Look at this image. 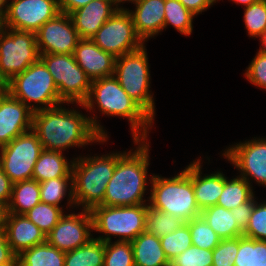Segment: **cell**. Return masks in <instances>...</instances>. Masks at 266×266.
Wrapping results in <instances>:
<instances>
[{
  "label": "cell",
  "instance_id": "46",
  "mask_svg": "<svg viewBox=\"0 0 266 266\" xmlns=\"http://www.w3.org/2000/svg\"><path fill=\"white\" fill-rule=\"evenodd\" d=\"M13 183L0 167V202L9 203Z\"/></svg>",
  "mask_w": 266,
  "mask_h": 266
},
{
  "label": "cell",
  "instance_id": "16",
  "mask_svg": "<svg viewBox=\"0 0 266 266\" xmlns=\"http://www.w3.org/2000/svg\"><path fill=\"white\" fill-rule=\"evenodd\" d=\"M40 54H73L80 40L71 16L59 13L36 32Z\"/></svg>",
  "mask_w": 266,
  "mask_h": 266
},
{
  "label": "cell",
  "instance_id": "39",
  "mask_svg": "<svg viewBox=\"0 0 266 266\" xmlns=\"http://www.w3.org/2000/svg\"><path fill=\"white\" fill-rule=\"evenodd\" d=\"M213 250L190 246L170 261L172 266H212Z\"/></svg>",
  "mask_w": 266,
  "mask_h": 266
},
{
  "label": "cell",
  "instance_id": "2",
  "mask_svg": "<svg viewBox=\"0 0 266 266\" xmlns=\"http://www.w3.org/2000/svg\"><path fill=\"white\" fill-rule=\"evenodd\" d=\"M89 116L94 129L103 137L109 138L108 131L101 124L95 111L108 117H120L128 120L131 136L135 139H148L154 120L125 92L114 75L91 81L88 98L83 104H76ZM94 112V113H93Z\"/></svg>",
  "mask_w": 266,
  "mask_h": 266
},
{
  "label": "cell",
  "instance_id": "9",
  "mask_svg": "<svg viewBox=\"0 0 266 266\" xmlns=\"http://www.w3.org/2000/svg\"><path fill=\"white\" fill-rule=\"evenodd\" d=\"M40 60L52 75L60 99L67 106L83 104L86 101L91 80L76 63L73 54H40Z\"/></svg>",
  "mask_w": 266,
  "mask_h": 266
},
{
  "label": "cell",
  "instance_id": "12",
  "mask_svg": "<svg viewBox=\"0 0 266 266\" xmlns=\"http://www.w3.org/2000/svg\"><path fill=\"white\" fill-rule=\"evenodd\" d=\"M91 40L115 58L136 51L146 44L137 35L127 8H118Z\"/></svg>",
  "mask_w": 266,
  "mask_h": 266
},
{
  "label": "cell",
  "instance_id": "6",
  "mask_svg": "<svg viewBox=\"0 0 266 266\" xmlns=\"http://www.w3.org/2000/svg\"><path fill=\"white\" fill-rule=\"evenodd\" d=\"M6 91L32 112L64 103L52 75L40 59L7 82Z\"/></svg>",
  "mask_w": 266,
  "mask_h": 266
},
{
  "label": "cell",
  "instance_id": "18",
  "mask_svg": "<svg viewBox=\"0 0 266 266\" xmlns=\"http://www.w3.org/2000/svg\"><path fill=\"white\" fill-rule=\"evenodd\" d=\"M73 56L91 81L114 75L116 58L91 39H80Z\"/></svg>",
  "mask_w": 266,
  "mask_h": 266
},
{
  "label": "cell",
  "instance_id": "25",
  "mask_svg": "<svg viewBox=\"0 0 266 266\" xmlns=\"http://www.w3.org/2000/svg\"><path fill=\"white\" fill-rule=\"evenodd\" d=\"M201 216L221 239H234L243 236L231 210L219 205L201 211Z\"/></svg>",
  "mask_w": 266,
  "mask_h": 266
},
{
  "label": "cell",
  "instance_id": "47",
  "mask_svg": "<svg viewBox=\"0 0 266 266\" xmlns=\"http://www.w3.org/2000/svg\"><path fill=\"white\" fill-rule=\"evenodd\" d=\"M92 0H58L60 12L71 14L73 11L84 7Z\"/></svg>",
  "mask_w": 266,
  "mask_h": 266
},
{
  "label": "cell",
  "instance_id": "23",
  "mask_svg": "<svg viewBox=\"0 0 266 266\" xmlns=\"http://www.w3.org/2000/svg\"><path fill=\"white\" fill-rule=\"evenodd\" d=\"M74 158L67 159L64 153L43 149L34 165L32 179L43 182L52 178L72 177Z\"/></svg>",
  "mask_w": 266,
  "mask_h": 266
},
{
  "label": "cell",
  "instance_id": "49",
  "mask_svg": "<svg viewBox=\"0 0 266 266\" xmlns=\"http://www.w3.org/2000/svg\"><path fill=\"white\" fill-rule=\"evenodd\" d=\"M259 41L261 42V45L258 51L266 55V32L259 38Z\"/></svg>",
  "mask_w": 266,
  "mask_h": 266
},
{
  "label": "cell",
  "instance_id": "31",
  "mask_svg": "<svg viewBox=\"0 0 266 266\" xmlns=\"http://www.w3.org/2000/svg\"><path fill=\"white\" fill-rule=\"evenodd\" d=\"M163 30L172 26L181 35L189 36L193 32L194 15L179 0H165Z\"/></svg>",
  "mask_w": 266,
  "mask_h": 266
},
{
  "label": "cell",
  "instance_id": "52",
  "mask_svg": "<svg viewBox=\"0 0 266 266\" xmlns=\"http://www.w3.org/2000/svg\"><path fill=\"white\" fill-rule=\"evenodd\" d=\"M7 1L8 0H0V20L3 18L7 8Z\"/></svg>",
  "mask_w": 266,
  "mask_h": 266
},
{
  "label": "cell",
  "instance_id": "1",
  "mask_svg": "<svg viewBox=\"0 0 266 266\" xmlns=\"http://www.w3.org/2000/svg\"><path fill=\"white\" fill-rule=\"evenodd\" d=\"M64 104L33 112L32 130L38 135L43 149L64 153L72 147L86 148L93 143L108 142V138H103L94 129L89 115L80 112L79 108H66Z\"/></svg>",
  "mask_w": 266,
  "mask_h": 266
},
{
  "label": "cell",
  "instance_id": "36",
  "mask_svg": "<svg viewBox=\"0 0 266 266\" xmlns=\"http://www.w3.org/2000/svg\"><path fill=\"white\" fill-rule=\"evenodd\" d=\"M185 223L189 226L193 246L213 250L219 244L221 238L202 216L193 218Z\"/></svg>",
  "mask_w": 266,
  "mask_h": 266
},
{
  "label": "cell",
  "instance_id": "3",
  "mask_svg": "<svg viewBox=\"0 0 266 266\" xmlns=\"http://www.w3.org/2000/svg\"><path fill=\"white\" fill-rule=\"evenodd\" d=\"M132 140L135 147L129 151L126 149L116 162L112 178L106 187L103 199L105 206L149 203L150 196L147 199L145 196L148 195L146 192L150 186L148 184H151L154 175L152 173L148 175L151 142H148V139L132 138Z\"/></svg>",
  "mask_w": 266,
  "mask_h": 266
},
{
  "label": "cell",
  "instance_id": "41",
  "mask_svg": "<svg viewBox=\"0 0 266 266\" xmlns=\"http://www.w3.org/2000/svg\"><path fill=\"white\" fill-rule=\"evenodd\" d=\"M239 249V237L234 239H221L213 249L212 266H234Z\"/></svg>",
  "mask_w": 266,
  "mask_h": 266
},
{
  "label": "cell",
  "instance_id": "34",
  "mask_svg": "<svg viewBox=\"0 0 266 266\" xmlns=\"http://www.w3.org/2000/svg\"><path fill=\"white\" fill-rule=\"evenodd\" d=\"M64 212V208L39 202L25 215L47 236L65 214Z\"/></svg>",
  "mask_w": 266,
  "mask_h": 266
},
{
  "label": "cell",
  "instance_id": "13",
  "mask_svg": "<svg viewBox=\"0 0 266 266\" xmlns=\"http://www.w3.org/2000/svg\"><path fill=\"white\" fill-rule=\"evenodd\" d=\"M222 151L223 159L230 162L238 170V176L247 180L252 188V181L266 187V137L246 139Z\"/></svg>",
  "mask_w": 266,
  "mask_h": 266
},
{
  "label": "cell",
  "instance_id": "37",
  "mask_svg": "<svg viewBox=\"0 0 266 266\" xmlns=\"http://www.w3.org/2000/svg\"><path fill=\"white\" fill-rule=\"evenodd\" d=\"M243 22L251 38H260L266 32V0H258L244 8Z\"/></svg>",
  "mask_w": 266,
  "mask_h": 266
},
{
  "label": "cell",
  "instance_id": "32",
  "mask_svg": "<svg viewBox=\"0 0 266 266\" xmlns=\"http://www.w3.org/2000/svg\"><path fill=\"white\" fill-rule=\"evenodd\" d=\"M234 266H266V241L239 237Z\"/></svg>",
  "mask_w": 266,
  "mask_h": 266
},
{
  "label": "cell",
  "instance_id": "26",
  "mask_svg": "<svg viewBox=\"0 0 266 266\" xmlns=\"http://www.w3.org/2000/svg\"><path fill=\"white\" fill-rule=\"evenodd\" d=\"M39 186L41 202L64 208L61 202L67 197L65 209L69 210V212L73 211L72 209L76 210L73 200L72 177L52 178L40 182Z\"/></svg>",
  "mask_w": 266,
  "mask_h": 266
},
{
  "label": "cell",
  "instance_id": "35",
  "mask_svg": "<svg viewBox=\"0 0 266 266\" xmlns=\"http://www.w3.org/2000/svg\"><path fill=\"white\" fill-rule=\"evenodd\" d=\"M160 241L165 256L170 262L179 254L192 246L189 226L186 223H183L174 232L160 237Z\"/></svg>",
  "mask_w": 266,
  "mask_h": 266
},
{
  "label": "cell",
  "instance_id": "40",
  "mask_svg": "<svg viewBox=\"0 0 266 266\" xmlns=\"http://www.w3.org/2000/svg\"><path fill=\"white\" fill-rule=\"evenodd\" d=\"M262 201V202H260ZM255 202L248 225L243 236L266 241V201Z\"/></svg>",
  "mask_w": 266,
  "mask_h": 266
},
{
  "label": "cell",
  "instance_id": "17",
  "mask_svg": "<svg viewBox=\"0 0 266 266\" xmlns=\"http://www.w3.org/2000/svg\"><path fill=\"white\" fill-rule=\"evenodd\" d=\"M33 112L5 91L0 97V147L32 130Z\"/></svg>",
  "mask_w": 266,
  "mask_h": 266
},
{
  "label": "cell",
  "instance_id": "20",
  "mask_svg": "<svg viewBox=\"0 0 266 266\" xmlns=\"http://www.w3.org/2000/svg\"><path fill=\"white\" fill-rule=\"evenodd\" d=\"M129 12L137 35L145 43L158 34L164 27L165 0H137Z\"/></svg>",
  "mask_w": 266,
  "mask_h": 266
},
{
  "label": "cell",
  "instance_id": "8",
  "mask_svg": "<svg viewBox=\"0 0 266 266\" xmlns=\"http://www.w3.org/2000/svg\"><path fill=\"white\" fill-rule=\"evenodd\" d=\"M146 45L115 60L114 76L121 87L153 120L155 99L151 91V72ZM150 89V90H149Z\"/></svg>",
  "mask_w": 266,
  "mask_h": 266
},
{
  "label": "cell",
  "instance_id": "45",
  "mask_svg": "<svg viewBox=\"0 0 266 266\" xmlns=\"http://www.w3.org/2000/svg\"><path fill=\"white\" fill-rule=\"evenodd\" d=\"M194 15L202 14L218 2V0H179Z\"/></svg>",
  "mask_w": 266,
  "mask_h": 266
},
{
  "label": "cell",
  "instance_id": "7",
  "mask_svg": "<svg viewBox=\"0 0 266 266\" xmlns=\"http://www.w3.org/2000/svg\"><path fill=\"white\" fill-rule=\"evenodd\" d=\"M149 203L133 206L94 207L90 212L93 219V231L102 233L95 237L103 242L132 241L146 230V210Z\"/></svg>",
  "mask_w": 266,
  "mask_h": 266
},
{
  "label": "cell",
  "instance_id": "27",
  "mask_svg": "<svg viewBox=\"0 0 266 266\" xmlns=\"http://www.w3.org/2000/svg\"><path fill=\"white\" fill-rule=\"evenodd\" d=\"M39 202H41L39 182L31 179L13 183L8 203L9 213L25 214Z\"/></svg>",
  "mask_w": 266,
  "mask_h": 266
},
{
  "label": "cell",
  "instance_id": "24",
  "mask_svg": "<svg viewBox=\"0 0 266 266\" xmlns=\"http://www.w3.org/2000/svg\"><path fill=\"white\" fill-rule=\"evenodd\" d=\"M135 266H167L170 264L161 246L160 238L148 232L131 241Z\"/></svg>",
  "mask_w": 266,
  "mask_h": 266
},
{
  "label": "cell",
  "instance_id": "30",
  "mask_svg": "<svg viewBox=\"0 0 266 266\" xmlns=\"http://www.w3.org/2000/svg\"><path fill=\"white\" fill-rule=\"evenodd\" d=\"M254 194V189L247 180L239 176L228 179L224 174V187L217 205L232 210L248 201Z\"/></svg>",
  "mask_w": 266,
  "mask_h": 266
},
{
  "label": "cell",
  "instance_id": "22",
  "mask_svg": "<svg viewBox=\"0 0 266 266\" xmlns=\"http://www.w3.org/2000/svg\"><path fill=\"white\" fill-rule=\"evenodd\" d=\"M5 231L7 241L16 256L46 242L45 234L25 214L9 213Z\"/></svg>",
  "mask_w": 266,
  "mask_h": 266
},
{
  "label": "cell",
  "instance_id": "48",
  "mask_svg": "<svg viewBox=\"0 0 266 266\" xmlns=\"http://www.w3.org/2000/svg\"><path fill=\"white\" fill-rule=\"evenodd\" d=\"M8 215H9L8 204L0 202V229L6 228Z\"/></svg>",
  "mask_w": 266,
  "mask_h": 266
},
{
  "label": "cell",
  "instance_id": "10",
  "mask_svg": "<svg viewBox=\"0 0 266 266\" xmlns=\"http://www.w3.org/2000/svg\"><path fill=\"white\" fill-rule=\"evenodd\" d=\"M39 59L36 33L0 26V77L5 83Z\"/></svg>",
  "mask_w": 266,
  "mask_h": 266
},
{
  "label": "cell",
  "instance_id": "50",
  "mask_svg": "<svg viewBox=\"0 0 266 266\" xmlns=\"http://www.w3.org/2000/svg\"><path fill=\"white\" fill-rule=\"evenodd\" d=\"M220 0H218L219 2ZM232 2H234L235 4H238V5H242L245 7H248L250 6L251 4L257 2L258 0H230Z\"/></svg>",
  "mask_w": 266,
  "mask_h": 266
},
{
  "label": "cell",
  "instance_id": "33",
  "mask_svg": "<svg viewBox=\"0 0 266 266\" xmlns=\"http://www.w3.org/2000/svg\"><path fill=\"white\" fill-rule=\"evenodd\" d=\"M183 223L185 222L179 217L157 209H153L149 205L147 206L145 231L150 234L156 235L160 238L174 232Z\"/></svg>",
  "mask_w": 266,
  "mask_h": 266
},
{
  "label": "cell",
  "instance_id": "51",
  "mask_svg": "<svg viewBox=\"0 0 266 266\" xmlns=\"http://www.w3.org/2000/svg\"><path fill=\"white\" fill-rule=\"evenodd\" d=\"M116 7H118L119 9H123L126 7H123V5L125 4V2H129L131 4H133L134 2H136L137 0H110ZM122 3V6H121Z\"/></svg>",
  "mask_w": 266,
  "mask_h": 266
},
{
  "label": "cell",
  "instance_id": "21",
  "mask_svg": "<svg viewBox=\"0 0 266 266\" xmlns=\"http://www.w3.org/2000/svg\"><path fill=\"white\" fill-rule=\"evenodd\" d=\"M118 10L110 0H92L70 16L80 39H91Z\"/></svg>",
  "mask_w": 266,
  "mask_h": 266
},
{
  "label": "cell",
  "instance_id": "53",
  "mask_svg": "<svg viewBox=\"0 0 266 266\" xmlns=\"http://www.w3.org/2000/svg\"><path fill=\"white\" fill-rule=\"evenodd\" d=\"M6 91V85H0V97Z\"/></svg>",
  "mask_w": 266,
  "mask_h": 266
},
{
  "label": "cell",
  "instance_id": "4",
  "mask_svg": "<svg viewBox=\"0 0 266 266\" xmlns=\"http://www.w3.org/2000/svg\"><path fill=\"white\" fill-rule=\"evenodd\" d=\"M124 152L74 157L72 185L76 209L91 211L94 207L103 205L107 184L112 178L118 158Z\"/></svg>",
  "mask_w": 266,
  "mask_h": 266
},
{
  "label": "cell",
  "instance_id": "5",
  "mask_svg": "<svg viewBox=\"0 0 266 266\" xmlns=\"http://www.w3.org/2000/svg\"><path fill=\"white\" fill-rule=\"evenodd\" d=\"M150 187L149 206L153 209L172 214L184 222L201 216L189 177V165L169 178L154 173Z\"/></svg>",
  "mask_w": 266,
  "mask_h": 266
},
{
  "label": "cell",
  "instance_id": "15",
  "mask_svg": "<svg viewBox=\"0 0 266 266\" xmlns=\"http://www.w3.org/2000/svg\"><path fill=\"white\" fill-rule=\"evenodd\" d=\"M92 232V234H91ZM93 238V219L91 212L81 209L66 213L46 236V241L63 252L72 251Z\"/></svg>",
  "mask_w": 266,
  "mask_h": 266
},
{
  "label": "cell",
  "instance_id": "42",
  "mask_svg": "<svg viewBox=\"0 0 266 266\" xmlns=\"http://www.w3.org/2000/svg\"><path fill=\"white\" fill-rule=\"evenodd\" d=\"M243 75L252 85L266 90V55L257 51Z\"/></svg>",
  "mask_w": 266,
  "mask_h": 266
},
{
  "label": "cell",
  "instance_id": "14",
  "mask_svg": "<svg viewBox=\"0 0 266 266\" xmlns=\"http://www.w3.org/2000/svg\"><path fill=\"white\" fill-rule=\"evenodd\" d=\"M59 13L58 0H8L1 27L36 33Z\"/></svg>",
  "mask_w": 266,
  "mask_h": 266
},
{
  "label": "cell",
  "instance_id": "29",
  "mask_svg": "<svg viewBox=\"0 0 266 266\" xmlns=\"http://www.w3.org/2000/svg\"><path fill=\"white\" fill-rule=\"evenodd\" d=\"M105 242L92 238L86 244L66 252L64 266H104Z\"/></svg>",
  "mask_w": 266,
  "mask_h": 266
},
{
  "label": "cell",
  "instance_id": "54",
  "mask_svg": "<svg viewBox=\"0 0 266 266\" xmlns=\"http://www.w3.org/2000/svg\"><path fill=\"white\" fill-rule=\"evenodd\" d=\"M0 85H6V83L0 77Z\"/></svg>",
  "mask_w": 266,
  "mask_h": 266
},
{
  "label": "cell",
  "instance_id": "28",
  "mask_svg": "<svg viewBox=\"0 0 266 266\" xmlns=\"http://www.w3.org/2000/svg\"><path fill=\"white\" fill-rule=\"evenodd\" d=\"M66 253L47 241L23 251L17 256L18 266H64Z\"/></svg>",
  "mask_w": 266,
  "mask_h": 266
},
{
  "label": "cell",
  "instance_id": "11",
  "mask_svg": "<svg viewBox=\"0 0 266 266\" xmlns=\"http://www.w3.org/2000/svg\"><path fill=\"white\" fill-rule=\"evenodd\" d=\"M42 150L38 135L30 130L0 147V167L12 183L31 180Z\"/></svg>",
  "mask_w": 266,
  "mask_h": 266
},
{
  "label": "cell",
  "instance_id": "38",
  "mask_svg": "<svg viewBox=\"0 0 266 266\" xmlns=\"http://www.w3.org/2000/svg\"><path fill=\"white\" fill-rule=\"evenodd\" d=\"M104 266H135L131 241L105 242Z\"/></svg>",
  "mask_w": 266,
  "mask_h": 266
},
{
  "label": "cell",
  "instance_id": "19",
  "mask_svg": "<svg viewBox=\"0 0 266 266\" xmlns=\"http://www.w3.org/2000/svg\"><path fill=\"white\" fill-rule=\"evenodd\" d=\"M203 162L199 156L189 164V177L192 180L196 203L201 211L217 205L224 187V173L217 169L214 173L212 171L210 174H203Z\"/></svg>",
  "mask_w": 266,
  "mask_h": 266
},
{
  "label": "cell",
  "instance_id": "43",
  "mask_svg": "<svg viewBox=\"0 0 266 266\" xmlns=\"http://www.w3.org/2000/svg\"><path fill=\"white\" fill-rule=\"evenodd\" d=\"M256 196L255 194L246 202L240 204L238 207L231 210V212L234 214V217L236 219V222L238 224V227L244 232L250 216L252 214V211L254 209V204L256 202Z\"/></svg>",
  "mask_w": 266,
  "mask_h": 266
},
{
  "label": "cell",
  "instance_id": "44",
  "mask_svg": "<svg viewBox=\"0 0 266 266\" xmlns=\"http://www.w3.org/2000/svg\"><path fill=\"white\" fill-rule=\"evenodd\" d=\"M0 266H18L17 256L11 250L5 229H0Z\"/></svg>",
  "mask_w": 266,
  "mask_h": 266
}]
</instances>
